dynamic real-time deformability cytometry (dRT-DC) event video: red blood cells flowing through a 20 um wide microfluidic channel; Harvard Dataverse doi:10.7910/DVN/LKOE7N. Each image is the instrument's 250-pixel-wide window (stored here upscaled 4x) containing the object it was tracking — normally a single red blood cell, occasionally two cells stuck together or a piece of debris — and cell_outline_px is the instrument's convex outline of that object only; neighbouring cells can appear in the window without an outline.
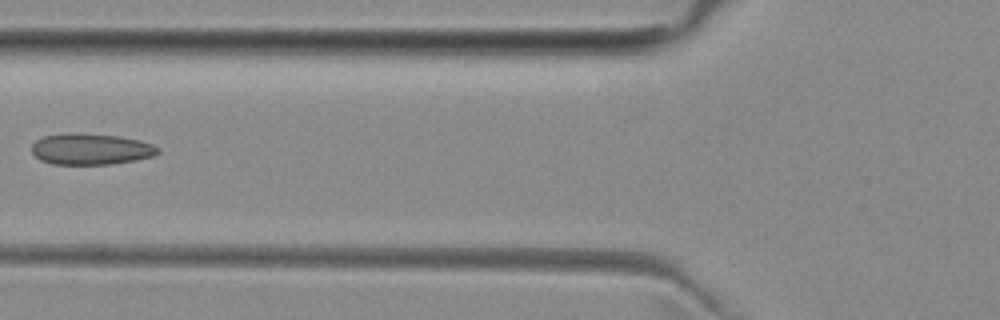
{"species": "common noctule bat (a hibernating species)", "species_latin": "Nyctalus noctula", "temperature_condition": "room temperature", "stored_images_in_passage": 4, "camera_frame_rate_fps": 3000, "um_per_image_px": 0.085, "animal": {"sex": "female", "body_mass_g": 29.2, "forearm_length_mm": 56.3}, "frame": {"image": 1, "passage_image": 3, "time_ms": 3.333, "image_size_px": [1000, 320], "cell_outline_px": [[160, 152], [152, 156], [136, 160], [112, 164], [52, 164], [40, 160], [32, 152], [32, 144], [36, 140], [44, 136], [68, 132], [120, 136], [140, 140], [152, 144], [160, 148]], "centroid_in_image_um": [7.73, 12.67], "position_along_channel_um": 118.1, "area_um2": 23.06}}
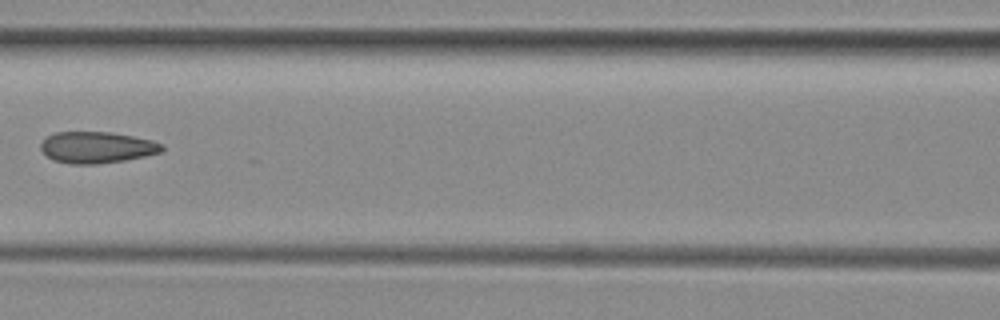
{"frame": {"image": 2, "passage_image": 4, "time_ms": 4.333, "image_size_px": [1000, 320], "cell_outline_px": [[164, 148], [160, 152], [144, 156], [124, 160], [96, 164], [72, 164], [52, 160], [40, 148], [40, 144], [48, 136], [56, 132], [112, 132], [152, 140], [160, 144]], "centroid_in_image_um": [8.21, 12.53], "position_along_channel_um": 158.4, "area_um2": 21.96}}